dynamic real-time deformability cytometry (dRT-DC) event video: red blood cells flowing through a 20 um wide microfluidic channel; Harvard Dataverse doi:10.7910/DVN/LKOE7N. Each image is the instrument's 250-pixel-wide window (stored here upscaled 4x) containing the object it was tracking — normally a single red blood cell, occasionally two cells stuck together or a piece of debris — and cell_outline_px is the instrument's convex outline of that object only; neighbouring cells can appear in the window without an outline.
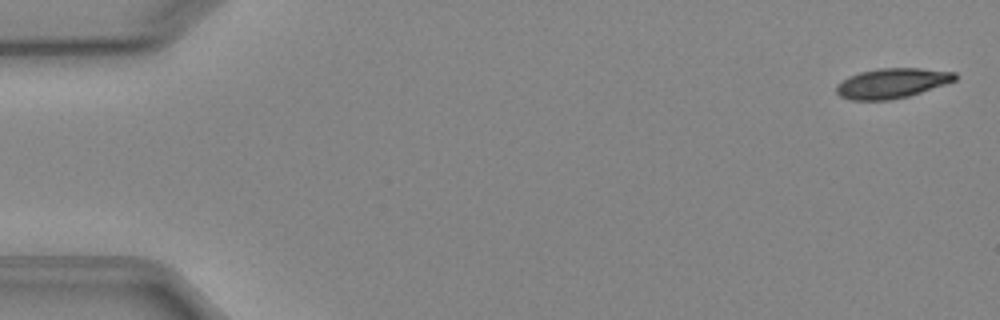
{"species": "Egyptian fruit bat (a non-hibernating species)", "species_latin": "Rousettus aegyptiacus", "temperature_condition": "cold", "stored_images_in_passage": 6, "camera_frame_rate_fps": 3000, "um_per_image_px": 0.085, "animal": {"sex": "female"}, "frame": {"image": 1, "passage_image": 1, "time_ms": 0.0, "image_size_px": [1000, 320], "cell_outline_px": [[956, 80], [908, 96], [888, 100], [852, 100], [840, 96], [836, 92], [836, 84], [848, 76], [860, 72], [876, 68], [920, 68], [956, 72]], "centroid_in_image_um": [75.78, 7.06], "position_along_channel_um": 9.2, "area_um2": 20.63}}
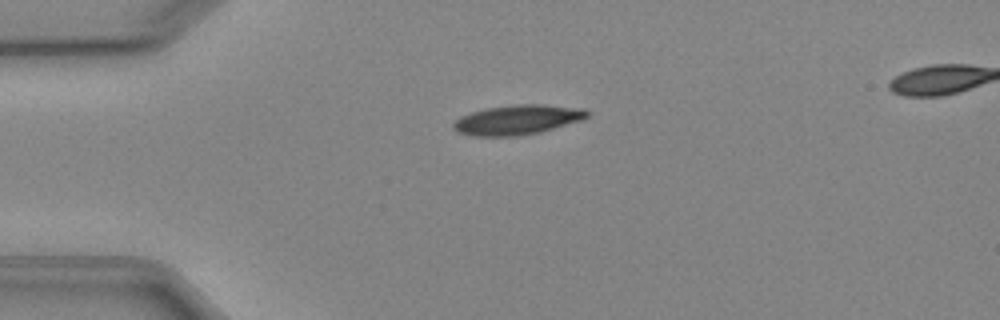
{"frame": {"image": 2, "passage_image": 4, "time_ms": 3.667, "image_size_px": [1000, 320], "cell_outline_px": [[588, 116], [580, 120], [540, 132], [516, 136], [472, 136], [460, 132], [452, 128], [452, 124], [460, 116], [472, 112], [488, 108], [512, 104], [540, 104], [584, 108], [588, 112]], "centroid_in_image_um": [43.96, 10.17], "position_along_channel_um": 41.0, "area_um2": 23.0}}